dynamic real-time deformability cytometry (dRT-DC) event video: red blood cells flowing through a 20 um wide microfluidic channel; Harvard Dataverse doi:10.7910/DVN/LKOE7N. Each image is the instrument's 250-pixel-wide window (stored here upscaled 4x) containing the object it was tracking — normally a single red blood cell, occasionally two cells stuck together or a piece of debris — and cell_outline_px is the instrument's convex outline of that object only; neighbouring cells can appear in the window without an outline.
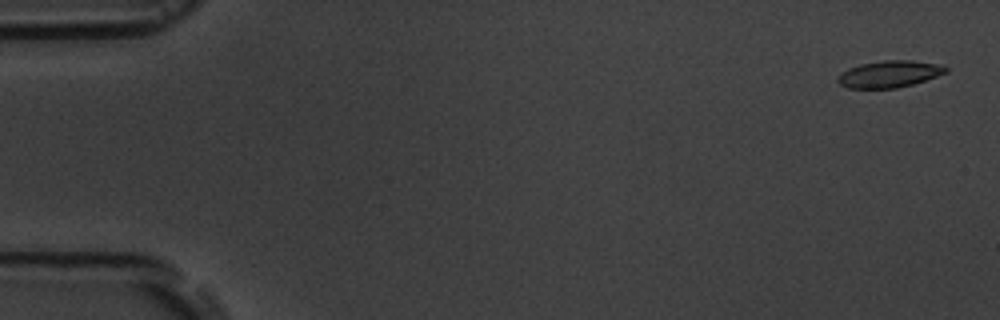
{"species": "common noctule bat (a hibernating species)", "species_latin": "Nyctalus noctula", "temperature_condition": "room temperature", "stored_images_in_passage": 5, "camera_frame_rate_fps": 3000, "um_per_image_px": 0.085, "animal": {"sex": "male", "body_mass_g": 19.5, "forearm_length_mm": 54.6}, "frame": {"image": 1, "passage_image": 1, "time_ms": 0.0, "image_size_px": [1000, 320], "cell_outline_px": [[948, 72], [912, 84], [896, 88], [848, 88], [840, 84], [836, 80], [848, 68], [860, 64], [884, 60], [912, 60], [936, 64], [948, 68]], "centroid_in_image_um": [75.59, 6.29], "position_along_channel_um": 9.4, "area_um2": 16.59}}
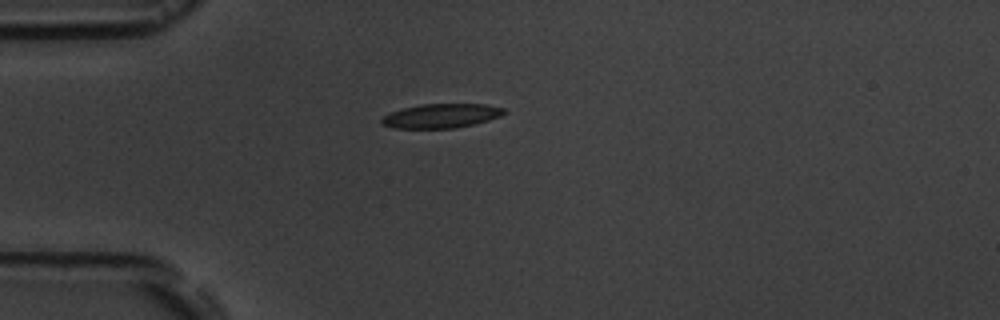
{"frame": {"image": 2, "passage_image": 5, "time_ms": 4.333, "image_size_px": [1000, 320], "cell_outline_px": [[508, 112], [500, 116], [488, 120], [456, 128], [392, 128], [380, 124], [380, 120], [384, 116], [392, 112], [404, 108], [420, 104], [484, 104], [504, 108]], "centroid_in_image_um": [37.5, 9.85], "position_along_channel_um": 47.5, "area_um2": 17.22}}